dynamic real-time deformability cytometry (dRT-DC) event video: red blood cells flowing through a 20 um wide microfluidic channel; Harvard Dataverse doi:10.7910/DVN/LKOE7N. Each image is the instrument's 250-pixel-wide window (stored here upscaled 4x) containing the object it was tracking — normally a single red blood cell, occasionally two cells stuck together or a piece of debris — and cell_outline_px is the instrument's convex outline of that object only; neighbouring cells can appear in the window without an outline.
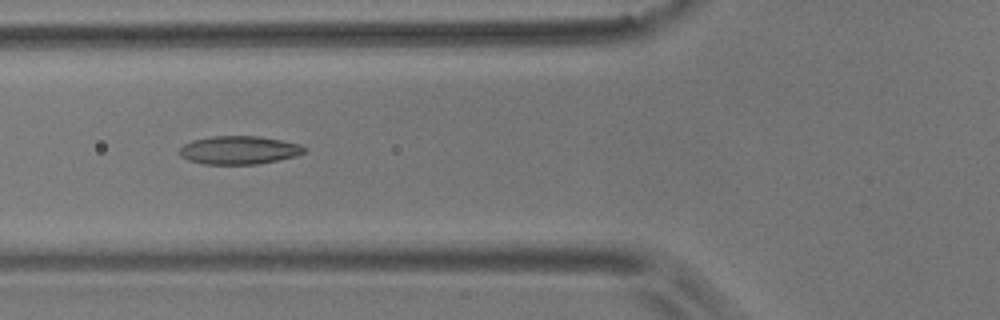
{"species": "common noctule bat (a hibernating species)", "species_latin": "Nyctalus noctula", "temperature_condition": "room temperature", "stored_images_in_passage": 6, "camera_frame_rate_fps": 3000, "um_per_image_px": 0.085, "animal": {"sex": "male", "body_mass_g": 17.9}, "frame": {"image": 1, "passage_image": 6, "time_ms": 5.667, "image_size_px": [1000, 320], "cell_outline_px": [[308, 148], [304, 152], [296, 156], [256, 164], [204, 164], [188, 160], [180, 156], [180, 148], [184, 144], [192, 140], [212, 136], [260, 136], [300, 144]], "centroid_in_image_um": [20.31, 12.75], "position_along_channel_um": 105.5, "area_um2": 20.52}}